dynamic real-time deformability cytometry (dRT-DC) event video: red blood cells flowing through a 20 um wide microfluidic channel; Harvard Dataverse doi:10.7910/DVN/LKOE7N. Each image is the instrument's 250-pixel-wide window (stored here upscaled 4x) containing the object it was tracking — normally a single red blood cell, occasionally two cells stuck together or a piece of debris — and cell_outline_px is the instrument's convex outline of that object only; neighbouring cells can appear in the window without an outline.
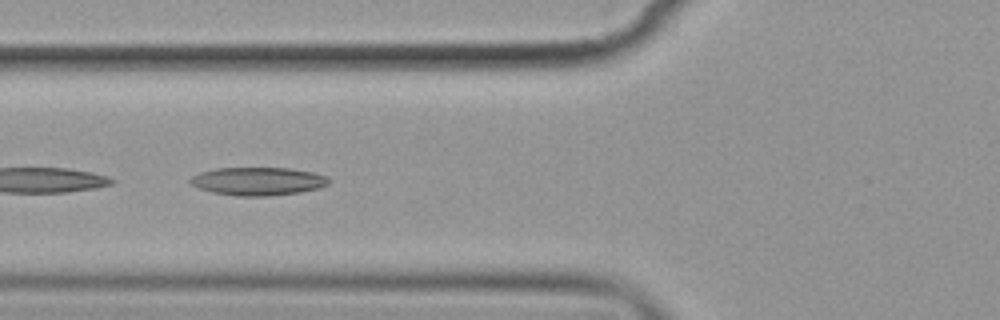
{"species": "common noctule bat (a hibernating species)", "species_latin": "Nyctalus noctula", "temperature_condition": "cold", "stored_images_in_passage": 9, "camera_frame_rate_fps": 3000, "um_per_image_px": 0.085, "animal": {"sex": "female", "body_mass_g": 19.9}, "frame": {"image": 1, "passage_image": 4, "time_ms": 3.333, "image_size_px": [1000, 320], "cell_outline_px": [[332, 180], [328, 184], [320, 188], [300, 192], [268, 196], [236, 196], [212, 192], [196, 188], [188, 184], [188, 180], [192, 176], [200, 172], [216, 168], [288, 168], [312, 172], [328, 176]], "centroid_in_image_um": [21.9, 15.41], "position_along_channel_um": 103.9, "area_um2": 23.0}}
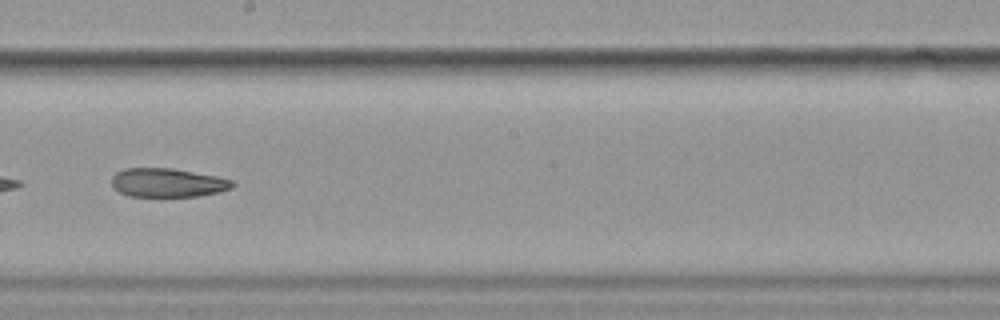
{"frame": {"image": 2, "passage_image": 7, "time_ms": 7.0, "image_size_px": [1000, 320], "cell_outline_px": [[236, 184], [232, 188], [220, 192], [196, 196], [128, 196], [112, 188], [112, 176], [116, 172], [124, 168], [172, 168], [216, 176], [232, 180]], "centroid_in_image_um": [14.24, 15.52], "position_along_channel_um": 234.0, "area_um2": 20.35}}
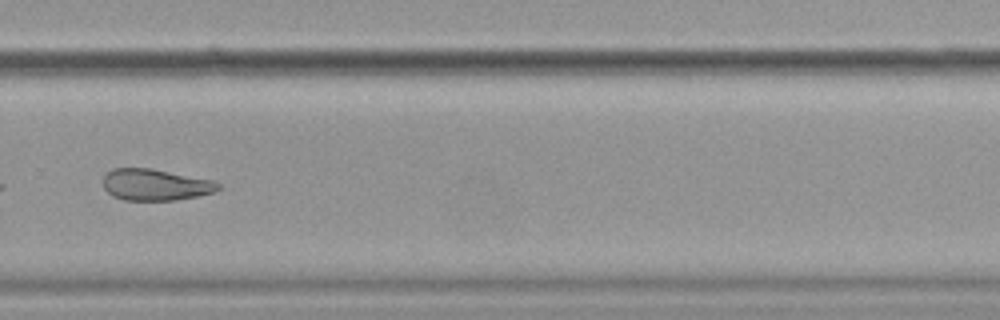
{"frame": {"image": 3, "passage_image": 9, "time_ms": 9.333, "image_size_px": [1000, 320], "cell_outline_px": [[220, 188], [216, 192], [176, 200], [124, 200], [112, 196], [104, 188], [104, 176], [112, 168], [152, 168], [212, 180], [220, 184]], "centroid_in_image_um": [13.21, 15.7], "position_along_channel_um": 316.6, "area_um2": 21.1}}